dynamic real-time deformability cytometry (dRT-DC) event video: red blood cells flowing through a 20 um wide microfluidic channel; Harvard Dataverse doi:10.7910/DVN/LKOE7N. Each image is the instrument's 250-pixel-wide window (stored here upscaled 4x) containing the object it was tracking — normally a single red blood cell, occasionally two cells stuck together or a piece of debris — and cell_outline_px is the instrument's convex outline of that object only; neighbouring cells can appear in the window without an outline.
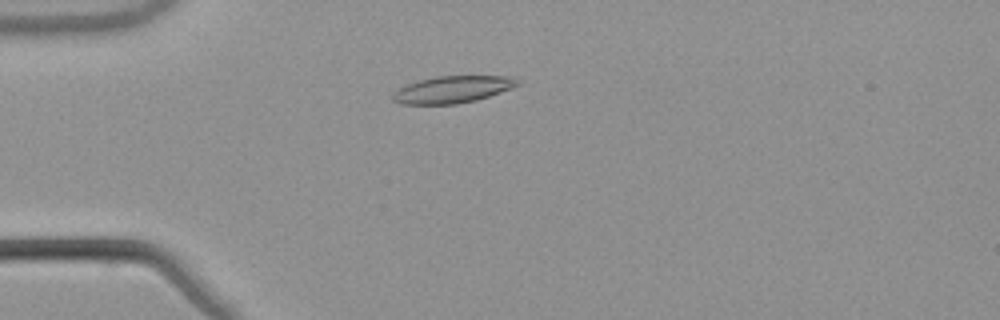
{"species": "common noctule bat (a hibernating species)", "species_latin": "Nyctalus noctula", "temperature_condition": "warm", "stored_images_in_passage": 49, "camera_frame_rate_fps": 3000, "um_per_image_px": 0.085, "animal": {"sex": "male", "body_mass_g": 21.5, "forearm_length_mm": 52.0}, "frame": {"image": 1, "passage_image": 10, "time_ms": 3.0, "image_size_px": [1000, 320], "cell_outline_px": [[524, 80], [520, 84], [512, 88], [476, 100], [456, 104], [400, 104], [392, 100], [392, 92], [408, 84], [420, 80], [436, 76], [516, 76]], "centroid_in_image_um": [38.52, 7.59], "position_along_channel_um": 46.5, "area_um2": 19.77}}
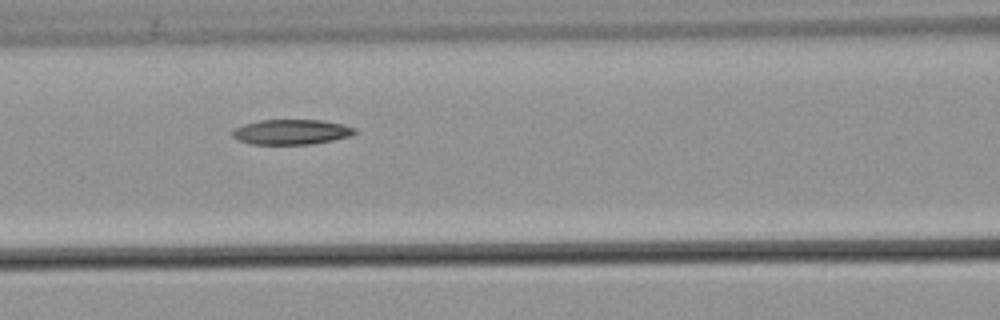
{"frame": {"image": 2, "passage_image": 19, "time_ms": 6.0, "image_size_px": [1000, 320], "cell_outline_px": [[360, 132], [352, 136], [312, 144], [248, 144], [236, 140], [232, 136], [232, 132], [236, 128], [244, 124], [260, 120], [324, 120], [344, 124], [356, 128]], "centroid_in_image_um": [24.81, 11.22], "position_along_channel_um": 141.8, "area_um2": 18.15}}
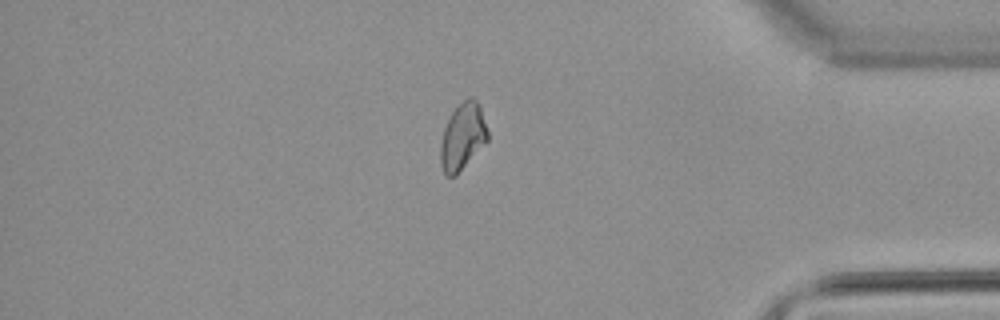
{"frame": {"image": 3, "passage_image": 41, "time_ms": 13.333, "image_size_px": [1000, 320], "cell_outline_px": [[488, 140], [456, 176], [448, 176], [444, 172], [440, 164], [440, 144], [444, 128], [452, 112], [468, 96], [472, 96], [480, 104], [488, 132]], "centroid_in_image_um": [39.33, 11.61], "position_along_channel_um": 395.9, "area_um2": 18.32}}